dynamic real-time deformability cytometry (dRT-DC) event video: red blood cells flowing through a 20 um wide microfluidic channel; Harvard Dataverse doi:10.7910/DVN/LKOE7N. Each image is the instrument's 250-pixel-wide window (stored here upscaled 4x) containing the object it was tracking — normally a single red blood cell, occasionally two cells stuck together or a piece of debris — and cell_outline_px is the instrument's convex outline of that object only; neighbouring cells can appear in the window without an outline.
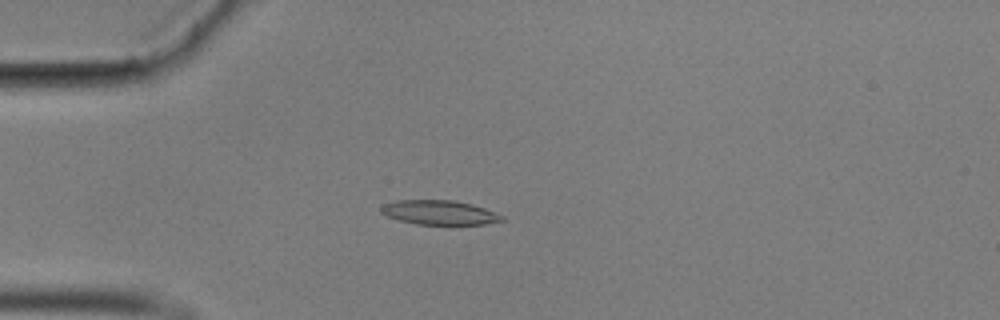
{"species": "common noctule bat (a hibernating species)", "species_latin": "Nyctalus noctula", "temperature_condition": "cold", "stored_images_in_passage": 57, "camera_frame_rate_fps": 3000, "um_per_image_px": 0.085, "animal": {"sex": "male", "body_mass_g": 17.9}, "frame": {"image": 1, "passage_image": 15, "time_ms": 4.667, "image_size_px": [1000, 320], "cell_outline_px": [[504, 220], [484, 224], [416, 224], [400, 220], [388, 216], [380, 212], [380, 208], [384, 204], [396, 200], [452, 200], [472, 204], [484, 208], [504, 216]], "centroid_in_image_um": [37.34, 18.05], "position_along_channel_um": 47.7, "area_um2": 16.99}}
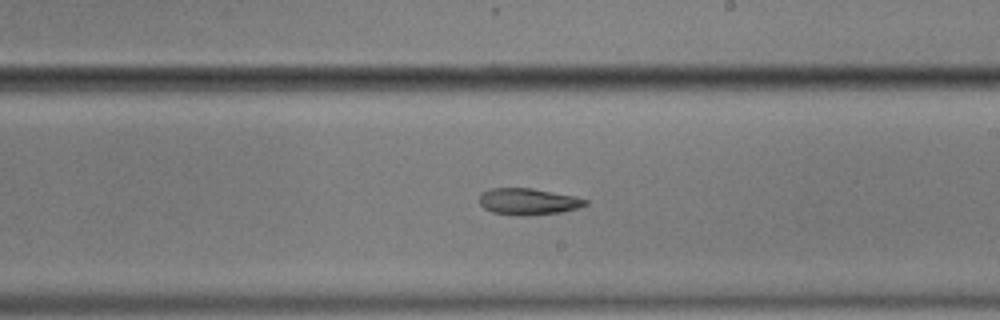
{"frame": {"image": 2, "passage_image": 33, "time_ms": 10.667, "image_size_px": [1000, 320], "cell_outline_px": [[588, 204], [580, 208], [560, 212], [528, 216], [520, 216], [492, 212], [484, 208], [480, 204], [480, 196], [488, 188], [532, 188], [576, 196], [588, 200]], "centroid_in_image_um": [44.93, 17.13], "position_along_channel_um": 244.1, "area_um2": 16.53}}
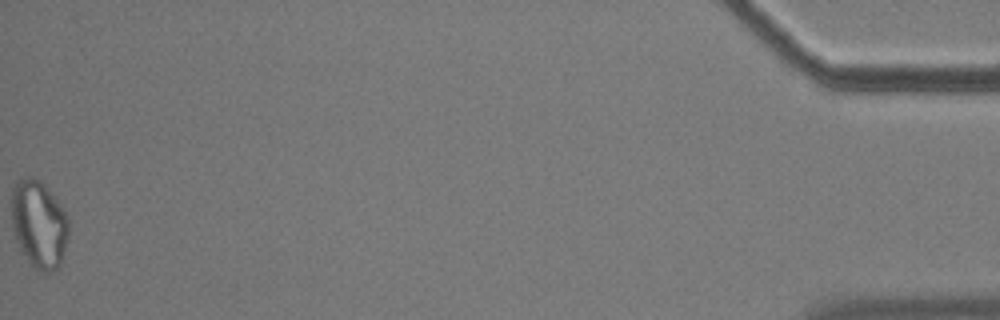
{"frame": {"image": 3, "passage_image": 57, "time_ms": 18.667, "image_size_px": [1000, 320], "cell_outline_px": [[68, 240], [60, 264], [56, 272], [40, 272], [28, 264], [16, 240], [12, 228], [12, 188], [16, 180], [20, 176], [32, 176], [44, 184], [48, 188], [60, 204], [68, 220]], "centroid_in_image_um": [3.29, 19.06], "position_along_channel_um": 431.9, "area_um2": 29.65}}